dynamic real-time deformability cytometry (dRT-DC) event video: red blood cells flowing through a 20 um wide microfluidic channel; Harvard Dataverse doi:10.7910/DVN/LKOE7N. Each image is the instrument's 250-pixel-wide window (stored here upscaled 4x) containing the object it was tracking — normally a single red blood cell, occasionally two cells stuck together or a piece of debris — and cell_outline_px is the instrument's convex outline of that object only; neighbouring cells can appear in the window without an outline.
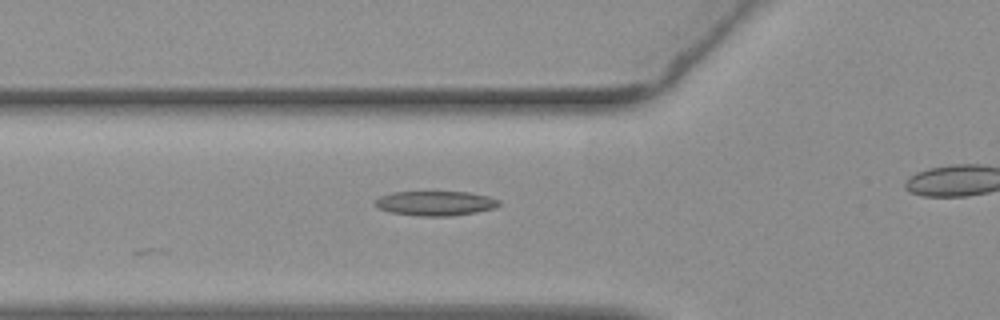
{"species": "common noctule bat (a hibernating species)", "species_latin": "Nyctalus noctula", "temperature_condition": "warm", "stored_images_in_passage": 8, "camera_frame_rate_fps": 3000, "um_per_image_px": 0.085, "animal": {"sex": "female", "body_mass_g": 19.3, "forearm_length_mm": 54.1}, "frame": {"image": 1, "passage_image": 2, "time_ms": 0.333, "image_size_px": [1000, 320], "cell_outline_px": [[500, 204], [492, 208], [476, 212], [448, 216], [420, 216], [392, 212], [376, 208], [372, 204], [380, 196], [392, 192], [468, 192], [488, 196], [500, 200]], "centroid_in_image_um": [36.97, 17.27], "position_along_channel_um": 88.8, "area_um2": 17.69}}
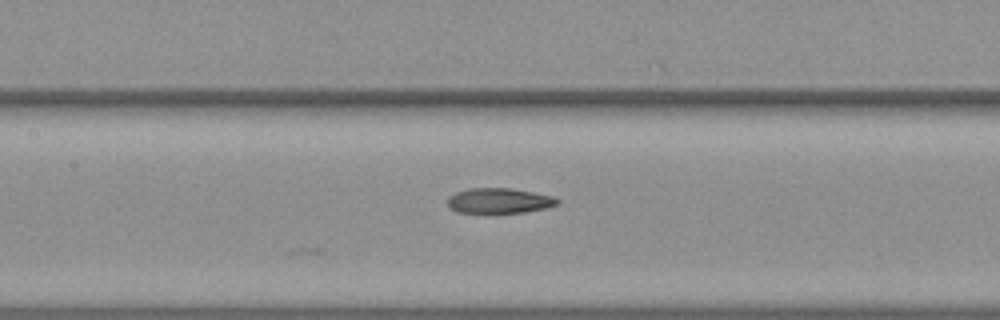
{"frame": {"image": 2, "passage_image": 8, "time_ms": 2.333, "image_size_px": [1000, 320], "cell_outline_px": [[560, 204], [544, 208], [524, 212], [456, 212], [448, 204], [448, 196], [456, 192], [472, 188], [512, 188], [552, 196], [560, 200]], "centroid_in_image_um": [42.45, 17.05], "position_along_channel_um": 165.0, "area_um2": 15.9}}